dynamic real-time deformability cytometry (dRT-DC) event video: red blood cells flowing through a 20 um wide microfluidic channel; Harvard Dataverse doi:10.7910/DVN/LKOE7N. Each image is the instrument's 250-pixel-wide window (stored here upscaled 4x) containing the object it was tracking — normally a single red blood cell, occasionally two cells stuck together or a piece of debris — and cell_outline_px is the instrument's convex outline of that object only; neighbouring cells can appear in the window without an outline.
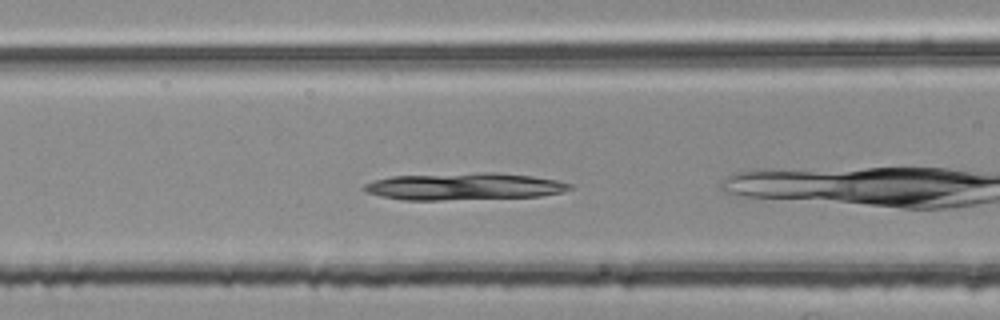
{"species": "common noctule bat (a hibernating species)", "species_latin": "Nyctalus noctula", "temperature_condition": "room temperature", "stored_images_in_passage": 33, "camera_frame_rate_fps": 3000, "um_per_image_px": 0.085, "animal": {"sex": "female", "body_mass_g": 25.1}, "frame": {"image": 1, "passage_image": 4, "time_ms": 1.0, "image_size_px": [1000, 320], "cell_outline_px": [[576, 188], [564, 192], [540, 196], [440, 200], [404, 200], [380, 196], [364, 192], [360, 188], [364, 184], [388, 176], [480, 172], [496, 172], [532, 176], [556, 180], [572, 184]], "centroid_in_image_um": [39.44, 15.84], "position_along_channel_um": 127.2, "area_um2": 32.77}}
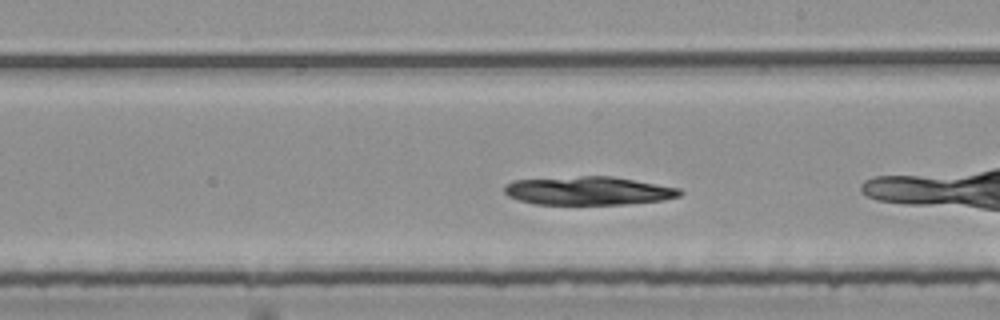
{"frame": {"image": 2, "passage_image": 13, "time_ms": 4.0, "image_size_px": [1000, 320], "cell_outline_px": [[684, 192], [680, 196], [664, 200], [624, 204], [532, 204], [508, 196], [504, 192], [504, 188], [512, 180], [580, 176], [612, 176], [680, 188]], "centroid_in_image_um": [50.03, 16.21], "position_along_channel_um": 239.0, "area_um2": 29.07}}
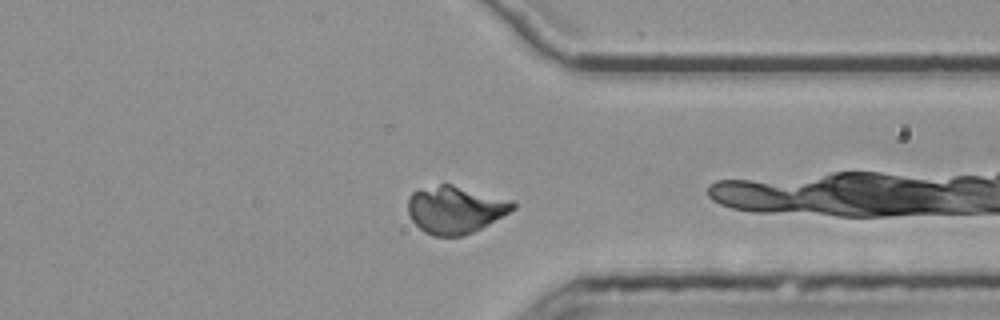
{"frame": {"image": 3, "passage_image": 24, "time_ms": 7.667, "image_size_px": [1000, 320], "cell_outline_px": [[516, 208], [480, 228], [464, 236], [432, 236], [424, 232], [412, 220], [408, 212], [408, 196], [412, 192], [440, 184], [452, 184], [512, 200], [516, 204]], "centroid_in_image_um": [38.68, 17.82], "position_along_channel_um": 372.7, "area_um2": 28.78}}